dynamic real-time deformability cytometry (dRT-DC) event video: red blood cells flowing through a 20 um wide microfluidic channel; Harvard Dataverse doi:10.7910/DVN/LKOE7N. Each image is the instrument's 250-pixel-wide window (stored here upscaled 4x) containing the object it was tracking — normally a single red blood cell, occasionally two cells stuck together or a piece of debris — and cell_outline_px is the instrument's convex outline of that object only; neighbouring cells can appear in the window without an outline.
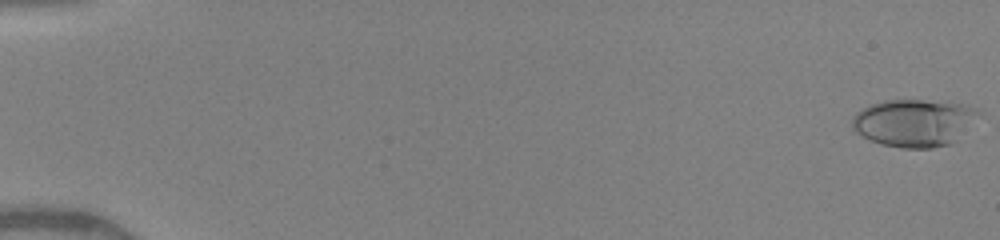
{"species": "human", "species_latin": "Homo sapiens", "temperature_condition": "warm", "stored_images_in_passage": 50, "camera_frame_rate_fps": 3000, "um_per_image_px": 0.085, "donor": {"sex": "female"}, "frame": {"image": 1, "passage_image": 1, "time_ms": 0.0, "image_size_px": [1000, 240], "cell_outline_px": [[984, 112], [952, 144], [932, 148], [900, 148], [880, 144], [868, 140], [860, 136], [852, 128], [852, 116], [856, 112], [872, 104], [884, 100], [920, 100], [968, 104]], "centroid_in_image_um": [77.71, 10.44], "position_along_channel_um": 7.3, "area_um2": 35.43}}
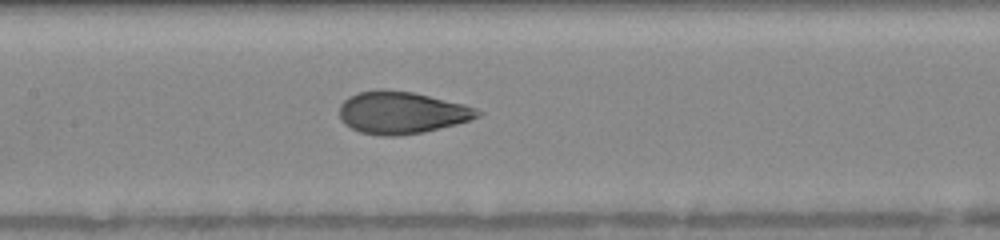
{"frame": {"image": 2, "passage_image": 26, "time_ms": 8.333, "image_size_px": [1000, 240], "cell_outline_px": [[484, 112], [480, 116], [456, 124], [424, 132], [396, 136], [380, 136], [360, 132], [344, 124], [340, 120], [340, 104], [348, 96], [360, 92], [380, 88], [384, 88], [412, 92], [464, 104], [476, 108]], "centroid_in_image_um": [34.12, 9.57], "position_along_channel_um": 173.3, "area_um2": 34.16}}
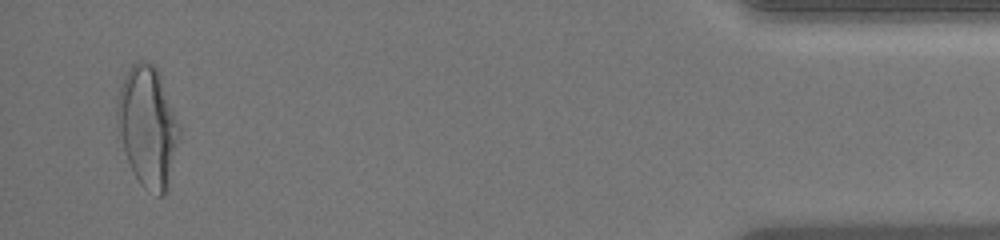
{"frame": {"image": 3, "passage_image": 49, "time_ms": 16.0, "image_size_px": [1000, 240], "cell_outline_px": [[180, 136], [168, 192], [164, 196], [160, 196], [144, 188], [140, 184], [128, 160], [120, 136], [116, 120], [116, 100], [124, 76], [128, 68], [136, 60], [144, 60], [152, 64], [160, 72], [180, 128]], "centroid_in_image_um": [12.57, 10.75], "position_along_channel_um": 422.6, "area_um2": 43.93}, "authors_computed_cell_mechanics": {"area_um2": 33.4662, "velocity_mm_per_s": 4.1212, "shape_relaxation_time_tau1_ms": 5.4009, "shape_relaxation_time_tau2_ms": 0.6908, "deformation_change_tau1": 0.2108, "deformation_change_tau2": 0.0687}}